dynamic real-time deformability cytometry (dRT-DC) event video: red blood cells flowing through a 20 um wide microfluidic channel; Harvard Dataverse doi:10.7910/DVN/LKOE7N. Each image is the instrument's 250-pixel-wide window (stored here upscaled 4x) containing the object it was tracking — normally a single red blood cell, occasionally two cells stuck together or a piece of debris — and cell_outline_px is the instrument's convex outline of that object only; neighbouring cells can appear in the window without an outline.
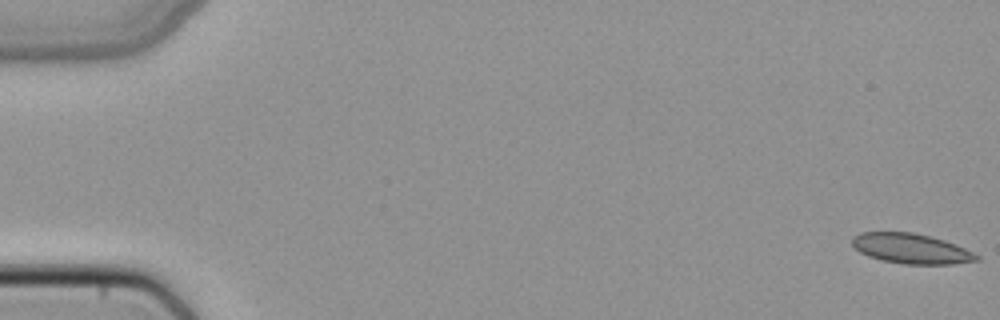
{"species": "common noctule bat (a hibernating species)", "species_latin": "Nyctalus noctula", "temperature_condition": "cold", "stored_images_in_passage": 52, "camera_frame_rate_fps": 3000, "um_per_image_px": 0.085, "animal": {"sex": "female", "body_mass_g": 22.7, "forearm_length_mm": 54.2}, "frame": {"image": 1, "passage_image": 1, "time_ms": 0.0, "image_size_px": [1000, 320], "cell_outline_px": [[980, 260], [952, 264], [904, 264], [880, 260], [868, 256], [860, 252], [852, 244], [852, 236], [860, 232], [912, 232], [944, 240], [956, 244], [980, 256]], "centroid_in_image_um": [77.43, 21.13], "position_along_channel_um": 7.6, "area_um2": 21.79}}
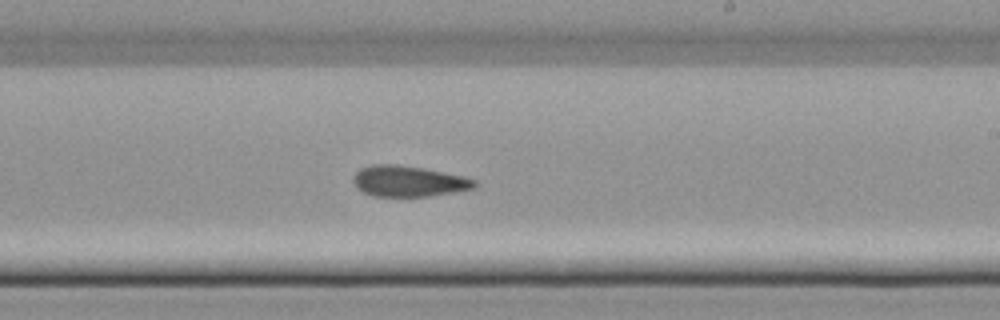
{"frame": {"image": 2, "passage_image": 31, "time_ms": 10.0, "image_size_px": [1000, 320], "cell_outline_px": [[480, 184], [476, 188], [428, 196], [372, 196], [356, 188], [352, 180], [352, 176], [360, 168], [372, 164], [396, 164], [424, 168], [464, 176], [476, 180]], "centroid_in_image_um": [34.72, 15.39], "position_along_channel_um": 254.3, "area_um2": 22.02}}
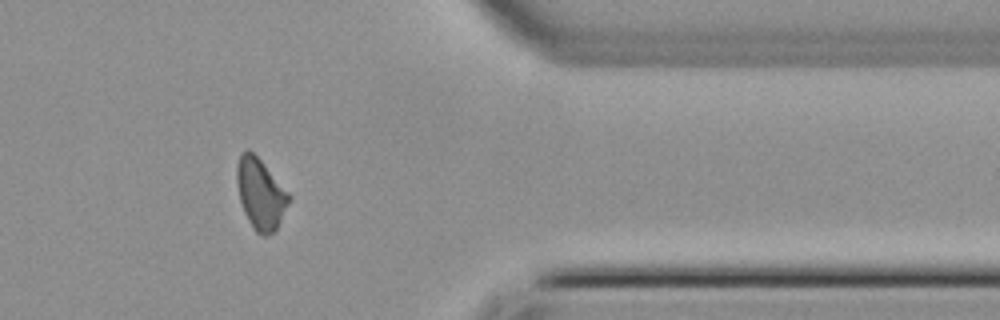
{"frame": {"image": 3, "passage_image": 42, "time_ms": 13.667, "image_size_px": [1000, 320], "cell_outline_px": [[292, 200], [276, 232], [264, 236], [256, 232], [248, 220], [244, 212], [240, 200], [236, 180], [236, 164], [244, 148], [248, 148], [260, 160], [292, 196]], "centroid_in_image_um": [22.17, 16.5], "position_along_channel_um": 389.2, "area_um2": 21.73}}